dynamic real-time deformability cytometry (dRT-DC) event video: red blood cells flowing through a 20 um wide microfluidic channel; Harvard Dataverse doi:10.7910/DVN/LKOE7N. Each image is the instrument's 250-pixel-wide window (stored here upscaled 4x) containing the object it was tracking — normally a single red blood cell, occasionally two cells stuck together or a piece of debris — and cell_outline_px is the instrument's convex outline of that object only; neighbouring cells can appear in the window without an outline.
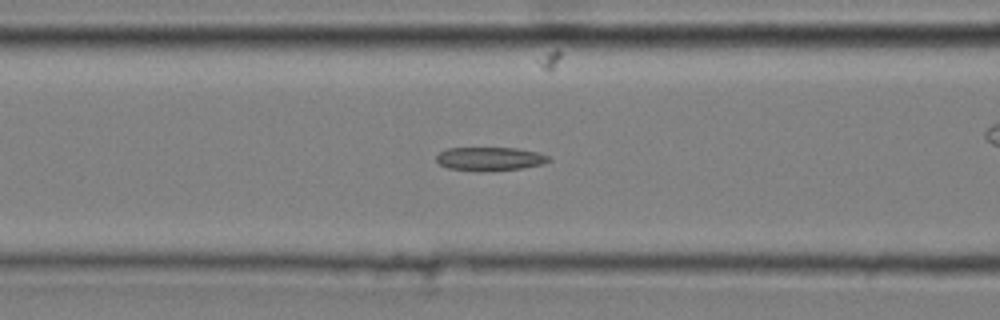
{"species": "common noctule bat (a hibernating species)", "species_latin": "Nyctalus noctula", "temperature_condition": "cold", "stored_images_in_passage": 38, "camera_frame_rate_fps": 3000, "um_per_image_px": 0.085, "animal": {"sex": "male", "body_mass_g": 20.4}, "frame": {"image": 1, "passage_image": 16, "time_ms": 5.0, "image_size_px": [1000, 320], "cell_outline_px": [[552, 160], [544, 164], [520, 168], [484, 172], [448, 168], [440, 164], [436, 160], [436, 156], [440, 152], [448, 148], [516, 148], [540, 152], [552, 156]], "centroid_in_image_um": [41.7, 13.5], "position_along_channel_um": 124.9, "area_um2": 15.66}}
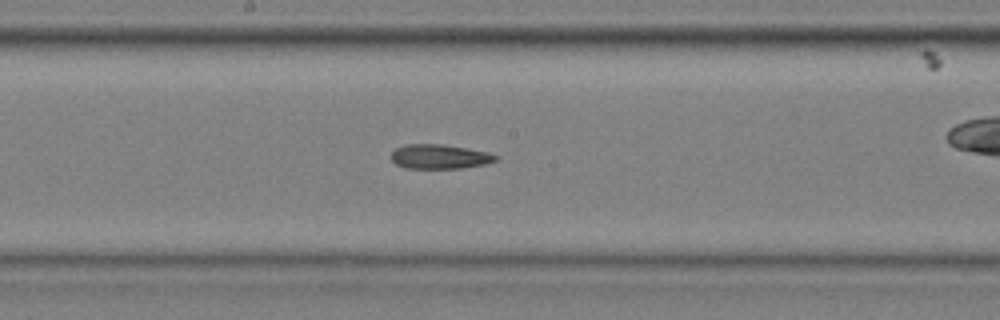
{"frame": {"image": 2, "passage_image": 23, "time_ms": 7.333, "image_size_px": [1000, 320], "cell_outline_px": [[500, 156], [496, 160], [484, 164], [460, 168], [404, 168], [396, 164], [392, 160], [392, 152], [396, 148], [404, 144], [444, 144], [468, 148], [488, 152]], "centroid_in_image_um": [37.37, 13.3], "position_along_channel_um": 210.8, "area_um2": 14.91}}
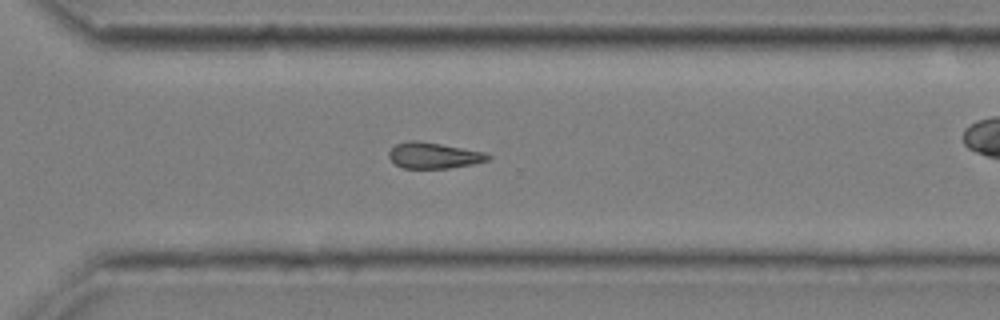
{"frame": {"image": 3, "passage_image": 33, "time_ms": 10.667, "image_size_px": [1000, 320], "cell_outline_px": [[492, 156], [488, 160], [472, 164], [448, 168], [400, 168], [388, 156], [388, 152], [396, 144], [408, 140], [420, 140], [488, 152]], "centroid_in_image_um": [36.89, 13.2], "position_along_channel_um": 333.7, "area_um2": 15.2}}